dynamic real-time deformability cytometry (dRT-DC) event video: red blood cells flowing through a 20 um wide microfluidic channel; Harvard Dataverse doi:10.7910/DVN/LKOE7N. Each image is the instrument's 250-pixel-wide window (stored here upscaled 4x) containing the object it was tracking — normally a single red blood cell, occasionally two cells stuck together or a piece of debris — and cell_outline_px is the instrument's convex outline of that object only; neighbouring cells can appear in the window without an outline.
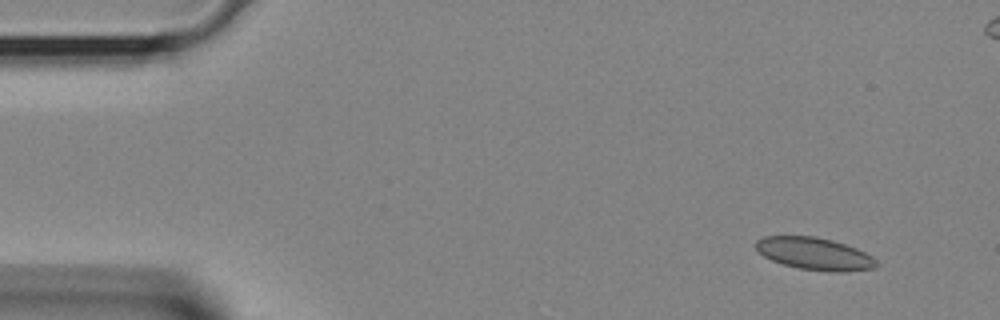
{"species": "Egyptian fruit bat (a non-hibernating species)", "species_latin": "Rousettus aegyptiacus", "temperature_condition": "room temperature", "stored_images_in_passage": 37, "camera_frame_rate_fps": 3000, "um_per_image_px": 0.085, "animal": {"sex": "female"}, "frame": {"image": 1, "passage_image": 1, "time_ms": 0.0, "image_size_px": [1000, 320], "cell_outline_px": [[876, 264], [872, 268], [844, 272], [836, 272], [800, 268], [784, 264], [772, 260], [764, 256], [756, 248], [756, 240], [764, 236], [816, 236], [832, 240], [856, 248], [872, 256], [876, 260]], "centroid_in_image_um": [69.22, 21.55], "position_along_channel_um": 15.8, "area_um2": 22.37}}
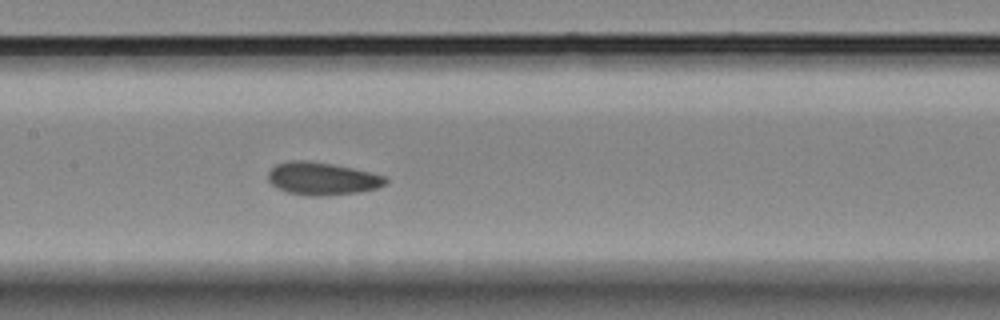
{"frame": {"image": 2, "passage_image": 16, "time_ms": 5.0, "image_size_px": [1000, 320], "cell_outline_px": [[388, 180], [384, 184], [376, 188], [360, 192], [324, 196], [312, 196], [288, 192], [276, 188], [268, 180], [268, 172], [276, 164], [288, 160], [308, 160], [332, 164], [352, 168], [384, 176]], "centroid_in_image_um": [27.34, 15.18], "position_along_channel_um": 180.1, "area_um2": 22.31}}
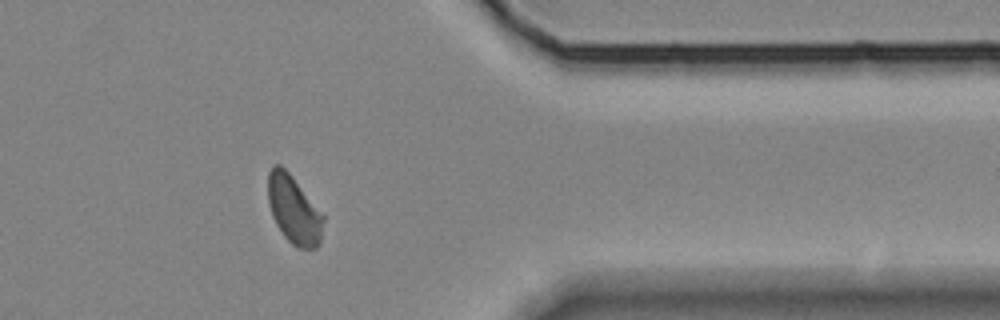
{"frame": {"image": 3, "passage_image": 29, "time_ms": 9.333, "image_size_px": [1000, 320], "cell_outline_px": [[324, 220], [320, 244], [316, 248], [300, 248], [292, 244], [284, 236], [276, 224], [272, 216], [268, 204], [268, 172], [272, 164], [280, 164], [292, 176], [324, 216]], "centroid_in_image_um": [24.96, 17.82], "position_along_channel_um": 386.4, "area_um2": 21.91}}